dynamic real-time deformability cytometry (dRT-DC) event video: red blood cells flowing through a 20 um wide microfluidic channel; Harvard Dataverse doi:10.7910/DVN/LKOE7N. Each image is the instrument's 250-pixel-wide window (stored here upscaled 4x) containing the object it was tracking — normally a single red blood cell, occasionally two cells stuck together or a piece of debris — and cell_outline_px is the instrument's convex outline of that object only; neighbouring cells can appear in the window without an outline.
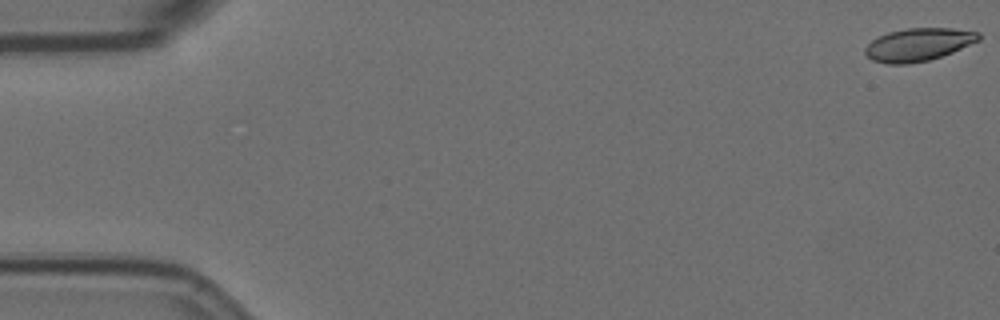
{"species": "Egyptian fruit bat (a non-hibernating species)", "species_latin": "Rousettus aegyptiacus", "temperature_condition": "room temperature", "stored_images_in_passage": 58, "camera_frame_rate_fps": 3000, "um_per_image_px": 0.085, "animal": {"sex": "female"}, "frame": {"image": 1, "passage_image": 1, "time_ms": 0.0, "image_size_px": [1000, 320], "cell_outline_px": [[980, 40], [952, 52], [928, 60], [908, 64], [888, 64], [872, 60], [864, 52], [864, 48], [872, 40], [888, 32], [908, 28], [952, 28], [980, 32]], "centroid_in_image_um": [78.06, 3.78], "position_along_channel_um": 6.9, "area_um2": 21.62}}
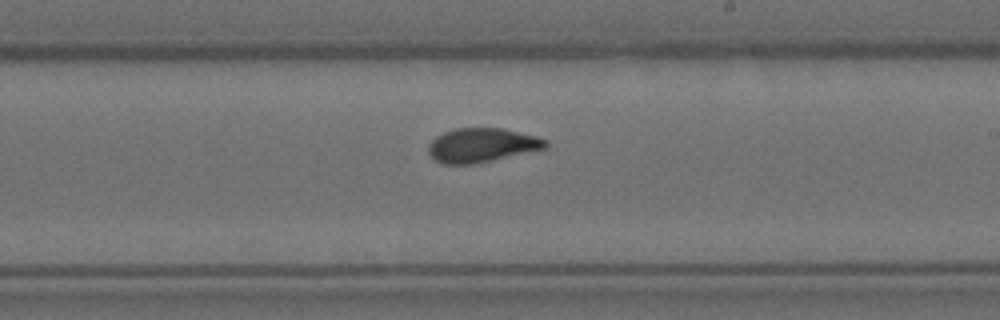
{"frame": {"image": 2, "passage_image": 34, "time_ms": 11.0, "image_size_px": [1000, 320], "cell_outline_px": [[548, 144], [544, 148], [492, 160], [472, 164], [444, 164], [436, 160], [428, 152], [428, 144], [436, 136], [444, 132], [456, 128], [500, 128], [536, 136], [548, 140]], "centroid_in_image_um": [40.92, 12.33], "position_along_channel_um": 248.1, "area_um2": 22.95}}
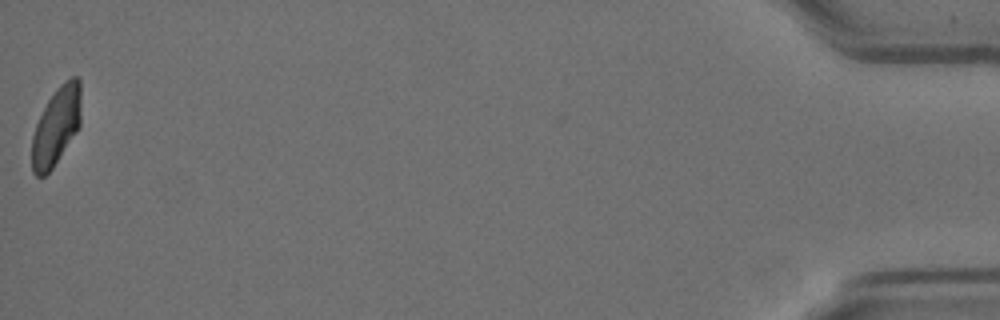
{"frame": {"image": 3, "passage_image": 58, "time_ms": 19.0, "image_size_px": [1000, 320], "cell_outline_px": [[80, 124], [76, 132], [52, 168], [44, 176], [36, 176], [32, 172], [32, 136], [36, 124], [48, 100], [56, 88], [60, 84], [72, 76], [76, 76], [80, 80]], "centroid_in_image_um": [4.78, 10.71], "position_along_channel_um": 430.4, "area_um2": 22.08}, "authors_computed_cell_mechanics": {"area_um2": 23.12, "velocity_mm_per_s": 3.5316, "shape_relaxation_time_tau1_ms": 7.7854, "shape_relaxation_time_tau2_ms": 1.4786, "deformation_change_tau1": 0.1859, "deformation_change_tau2": 0.0464}}